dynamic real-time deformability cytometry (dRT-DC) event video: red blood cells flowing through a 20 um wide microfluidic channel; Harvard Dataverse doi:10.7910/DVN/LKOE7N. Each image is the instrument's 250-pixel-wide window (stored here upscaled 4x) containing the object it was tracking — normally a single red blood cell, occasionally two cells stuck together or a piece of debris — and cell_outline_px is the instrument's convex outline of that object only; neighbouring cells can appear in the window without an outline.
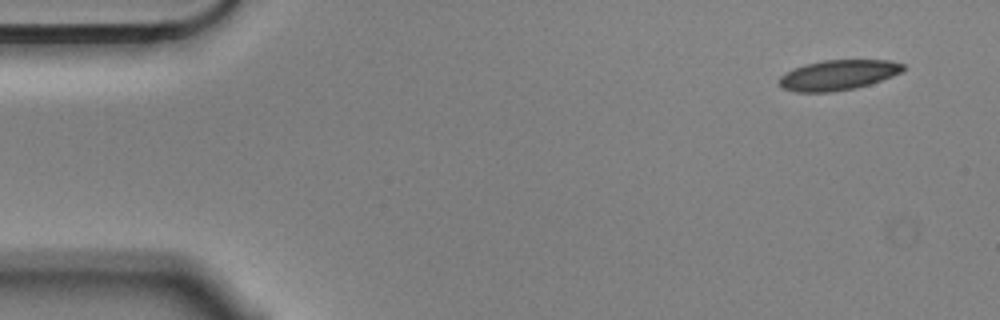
{"species": "Egyptian fruit bat (a non-hibernating species)", "species_latin": "Rousettus aegyptiacus", "temperature_condition": "cold", "stored_images_in_passage": 4, "camera_frame_rate_fps": 3000, "um_per_image_px": 0.085, "animal": {"sex": "male"}, "frame": {"image": 1, "passage_image": 1, "time_ms": 0.0, "image_size_px": [1000, 320], "cell_outline_px": [[904, 68], [900, 72], [892, 76], [856, 88], [832, 92], [796, 92], [784, 88], [780, 84], [780, 76], [804, 64], [824, 60], [888, 60], [904, 64]], "centroid_in_image_um": [71.24, 6.37], "position_along_channel_um": 13.8, "area_um2": 21.44}}
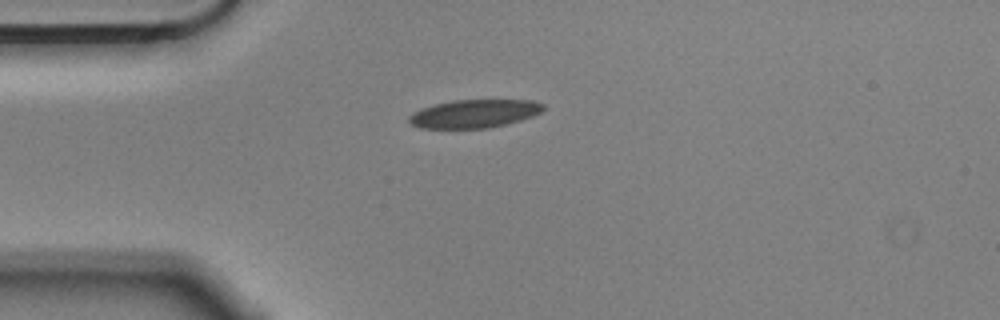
{"frame": {"image": 2, "passage_image": 4, "time_ms": 1.0, "image_size_px": [1000, 320], "cell_outline_px": [[544, 108], [540, 112], [532, 116], [508, 124], [488, 128], [420, 128], [412, 124], [408, 120], [408, 116], [420, 108], [452, 100], [532, 100], [544, 104]], "centroid_in_image_um": [40.31, 9.66], "position_along_channel_um": 44.7, "area_um2": 22.08}}